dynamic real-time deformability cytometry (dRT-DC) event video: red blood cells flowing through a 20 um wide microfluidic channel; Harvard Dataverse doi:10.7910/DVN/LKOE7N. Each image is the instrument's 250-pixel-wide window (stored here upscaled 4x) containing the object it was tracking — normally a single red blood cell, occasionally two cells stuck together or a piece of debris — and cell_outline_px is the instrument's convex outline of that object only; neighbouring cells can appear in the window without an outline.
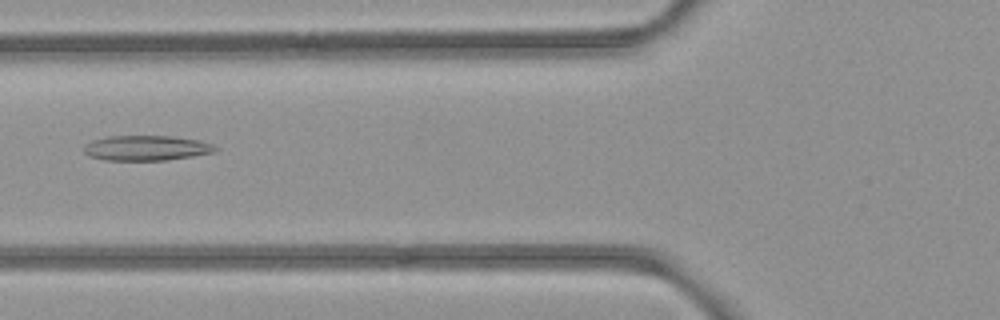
{"species": "common noctule bat (a hibernating species)", "species_latin": "Nyctalus noctula", "temperature_condition": "room temperature", "stored_images_in_passage": 39, "camera_frame_rate_fps": 3000, "um_per_image_px": 0.085, "animal": {"sex": "female", "body_mass_g": 21.9}, "frame": {"image": 1, "passage_image": 6, "time_ms": 1.667, "image_size_px": [1000, 320], "cell_outline_px": [[220, 148], [212, 152], [192, 156], [168, 160], [104, 160], [88, 156], [84, 152], [84, 144], [92, 140], [108, 136], [172, 136], [200, 140], [212, 144]], "centroid_in_image_um": [12.42, 12.58], "position_along_channel_um": 113.4, "area_um2": 19.31}}
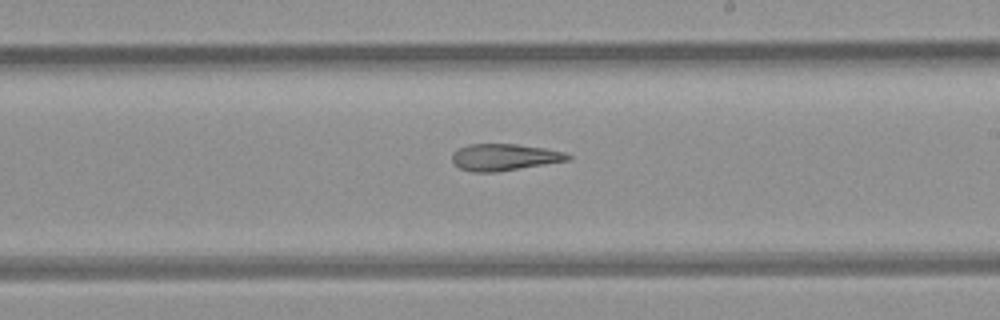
{"frame": {"image": 2, "passage_image": 16, "time_ms": 5.0, "image_size_px": [1000, 320], "cell_outline_px": [[572, 160], [496, 172], [472, 172], [460, 168], [452, 164], [452, 152], [468, 144], [516, 144], [544, 148], [564, 152], [572, 156]], "centroid_in_image_um": [42.86, 13.36], "position_along_channel_um": 246.1, "area_um2": 18.15}}
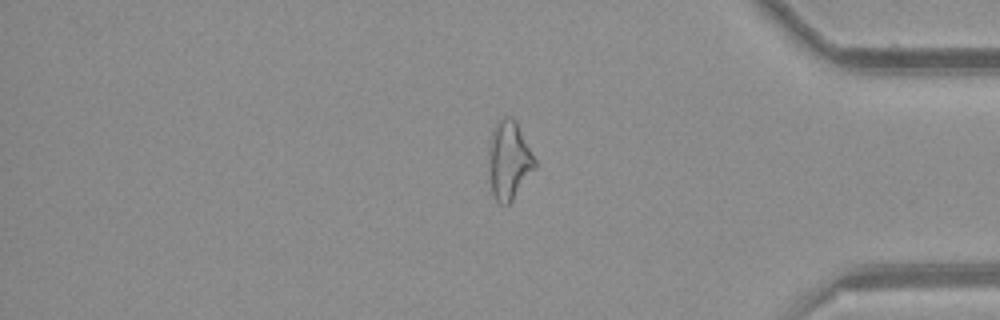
{"frame": {"image": 3, "passage_image": 29, "time_ms": 9.333, "image_size_px": [1000, 320], "cell_outline_px": [[536, 168], [512, 200], [508, 204], [500, 204], [492, 196], [488, 168], [488, 148], [492, 128], [504, 116], [512, 116], [516, 120], [536, 160]], "centroid_in_image_um": [43.24, 13.61], "position_along_channel_um": 392.0, "area_um2": 21.44}, "authors_computed_cell_mechanics": {"area_um2": 19.5942, "velocity_mm_per_s": 3.9738, "shape_relaxation_time_tau1_ms": null, "shape_relaxation_time_tau2_ms": 5.8882, "deformation_change_tau1": null, "deformation_change_tau2": 0.1725}}